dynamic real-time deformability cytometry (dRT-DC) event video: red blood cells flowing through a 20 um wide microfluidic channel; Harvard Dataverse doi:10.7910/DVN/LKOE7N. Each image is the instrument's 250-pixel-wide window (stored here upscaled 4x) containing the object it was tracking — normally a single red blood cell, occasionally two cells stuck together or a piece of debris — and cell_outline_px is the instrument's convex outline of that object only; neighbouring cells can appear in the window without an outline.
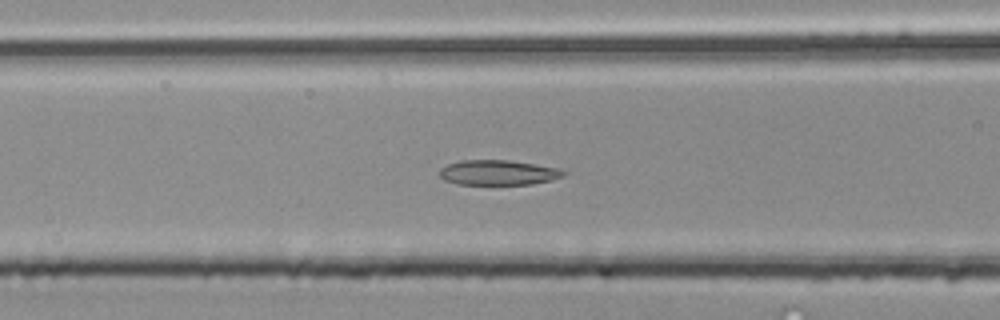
{"species": "common noctule bat (a hibernating species)", "species_latin": "Nyctalus noctula", "temperature_condition": "room temperature", "stored_images_in_passage": 52, "segment_of_instrument_passage": [2, 2], "camera_frame_rate_fps": 3000, "um_per_image_px": 0.085, "animal": {"sex": "male", "body_mass_g": 20.4}, "frame": {"image": 1, "passage_image": 22, "time_ms": 7.0, "image_size_px": [1000, 320], "cell_outline_px": [[568, 172], [564, 176], [532, 184], [456, 184], [444, 180], [440, 176], [440, 168], [448, 164], [460, 160], [508, 160], [556, 168]], "centroid_in_image_um": [42.3, 14.67], "position_along_channel_um": 124.3, "area_um2": 17.86}}
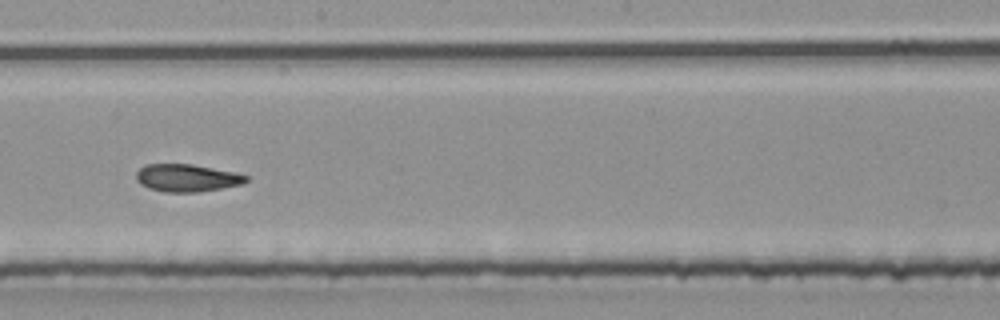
{"frame": {"image": 2, "passage_image": 30, "time_ms": 9.667, "image_size_px": [1000, 320], "cell_outline_px": [[248, 180], [240, 184], [200, 192], [164, 192], [148, 188], [140, 184], [136, 180], [136, 172], [144, 164], [192, 164], [236, 172], [248, 176]], "centroid_in_image_um": [15.85, 15.12], "position_along_channel_um": 232.3, "area_um2": 17.69}}
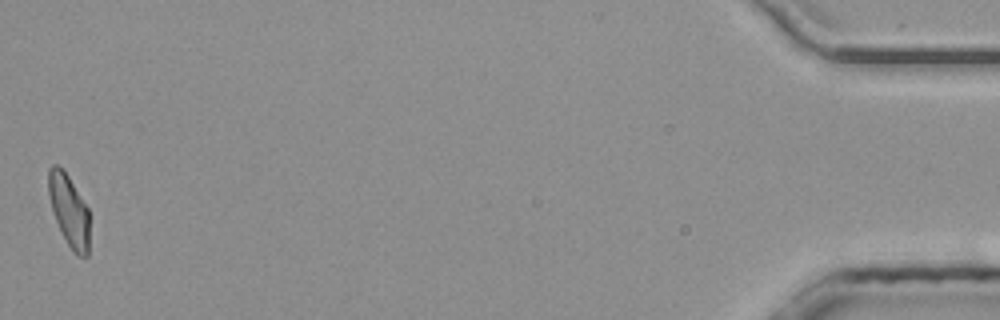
{"frame": {"image": 3, "passage_image": 52, "time_ms": 17.0, "image_size_px": [1000, 320], "cell_outline_px": [[88, 256], [76, 256], [72, 252], [56, 220], [52, 208], [48, 192], [48, 168], [52, 164], [56, 164], [68, 176], [88, 208]], "centroid_in_image_um": [5.86, 17.89], "position_along_channel_um": 429.3, "area_um2": 16.76}}